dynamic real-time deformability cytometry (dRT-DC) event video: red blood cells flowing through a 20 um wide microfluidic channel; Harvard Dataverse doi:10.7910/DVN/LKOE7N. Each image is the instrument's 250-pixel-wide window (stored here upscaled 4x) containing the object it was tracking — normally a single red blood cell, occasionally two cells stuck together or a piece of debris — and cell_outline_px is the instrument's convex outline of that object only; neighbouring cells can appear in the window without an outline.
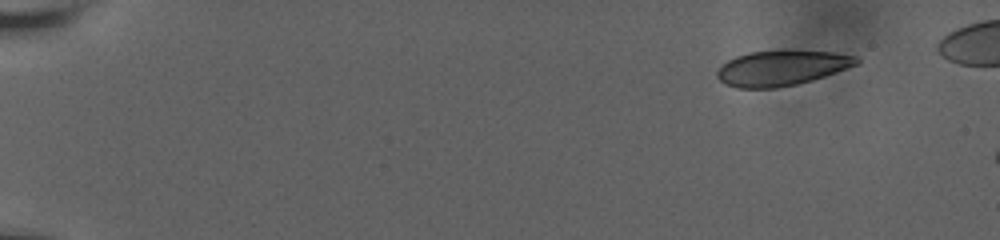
{"species": "human", "species_latin": "Homo sapiens", "temperature_condition": "room temperature", "stored_images_in_passage": 7, "camera_frame_rate_fps": 3000, "um_per_image_px": 0.085, "donor": {"sex": "male"}, "frame": {"image": 1, "passage_image": 1, "time_ms": 0.0, "image_size_px": [1000, 240], "cell_outline_px": [[860, 64], [812, 80], [796, 84], [776, 88], [736, 88], [724, 84], [716, 76], [716, 72], [720, 64], [736, 56], [748, 52], [832, 52], [860, 56]], "centroid_in_image_um": [66.42, 5.8], "position_along_channel_um": 18.6, "area_um2": 28.32}}